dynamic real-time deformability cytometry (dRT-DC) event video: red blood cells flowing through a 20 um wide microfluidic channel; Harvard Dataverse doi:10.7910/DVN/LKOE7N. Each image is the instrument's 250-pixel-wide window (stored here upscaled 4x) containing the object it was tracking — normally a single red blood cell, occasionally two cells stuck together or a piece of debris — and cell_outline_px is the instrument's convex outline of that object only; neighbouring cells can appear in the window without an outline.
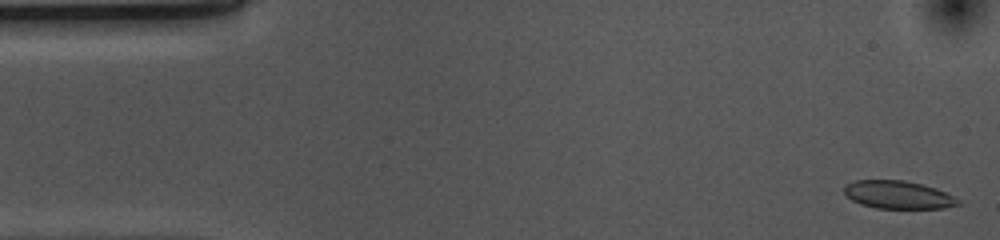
{"species": "common noctule bat (a hibernating species)", "species_latin": "Nyctalus noctula", "temperature_condition": "cold", "stored_images_in_passage": 52, "camera_frame_rate_fps": 3000, "um_per_image_px": 0.085, "animal": {"sex": "female", "body_mass_g": 10.0, "forearm_length_mm": 53.1}, "frame": {"image": 1, "passage_image": 1, "time_ms": 0.0, "image_size_px": [1000, 240], "cell_outline_px": [[960, 204], [944, 208], [876, 208], [860, 204], [852, 200], [844, 192], [844, 188], [848, 184], [856, 180], [904, 180], [936, 188], [960, 200]], "centroid_in_image_um": [76.34, 16.56], "position_along_channel_um": 8.7, "area_um2": 18.32}}
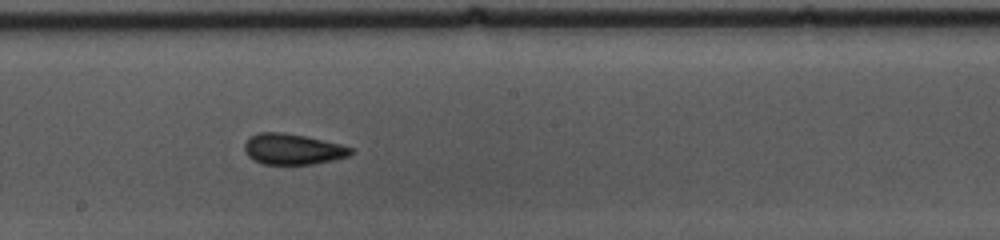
{"frame": {"image": 2, "passage_image": 27, "time_ms": 8.667, "image_size_px": [1000, 240], "cell_outline_px": [[356, 152], [348, 156], [332, 160], [312, 164], [264, 164], [252, 160], [244, 152], [244, 144], [248, 136], [256, 132], [284, 132], [324, 140], [340, 144], [352, 148]], "centroid_in_image_um": [24.84, 12.67], "position_along_channel_um": 223.4, "area_um2": 19.31}}
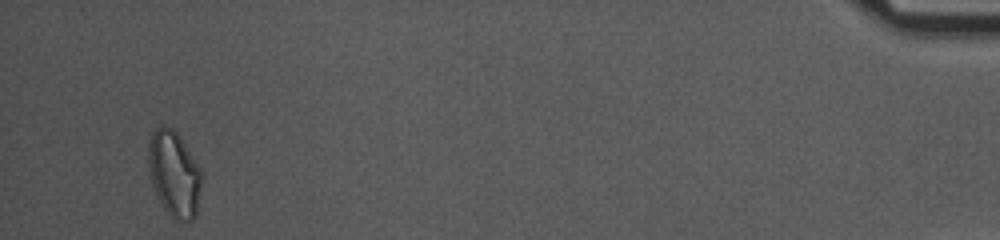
{"frame": {"image": 3, "passage_image": 50, "time_ms": 16.333, "image_size_px": [1000, 240], "cell_outline_px": [[200, 184], [196, 216], [192, 220], [172, 220], [164, 208], [152, 184], [148, 164], [148, 144], [152, 132], [160, 124], [164, 124], [172, 128], [176, 132], [200, 168]], "centroid_in_image_um": [14.77, 14.76], "position_along_channel_um": 420.4, "area_um2": 26.24}, "authors_computed_cell_mechanics": {"area_um2": 19.363, "velocity_mm_per_s": 3.6861, "shape_relaxation_time_tau1_ms": 9.1671, "shape_relaxation_time_tau2_ms": 1.8668, "deformation_change_tau1": 0.1444, "deformation_change_tau2": 0.0687}}